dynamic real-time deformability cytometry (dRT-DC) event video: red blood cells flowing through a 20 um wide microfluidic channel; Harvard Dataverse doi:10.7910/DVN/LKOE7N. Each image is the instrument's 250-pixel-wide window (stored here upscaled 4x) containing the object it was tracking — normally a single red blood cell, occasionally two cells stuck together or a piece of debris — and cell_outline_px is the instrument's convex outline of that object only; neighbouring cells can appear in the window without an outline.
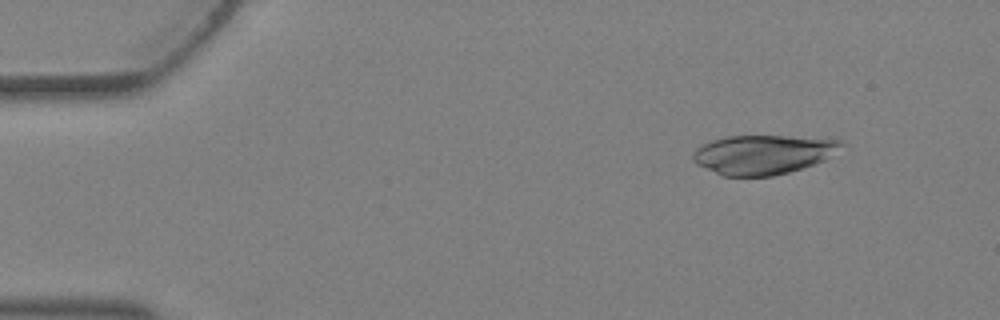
{"species": "Egyptian fruit bat (a non-hibernating species)", "species_latin": "Rousettus aegyptiacus", "temperature_condition": "warm", "stored_images_in_passage": 2, "camera_frame_rate_fps": 3000, "um_per_image_px": 0.085, "animal": {"sex": "female"}, "frame": {"image": 1, "passage_image": 1, "time_ms": 0.0, "image_size_px": [1000, 320], "cell_outline_px": [[848, 144], [824, 160], [788, 172], [772, 176], [724, 176], [692, 160], [692, 156], [696, 148], [712, 140], [728, 136], [788, 136], [840, 140]], "centroid_in_image_um": [64.9, 13.12], "position_along_channel_um": 20.1, "area_um2": 33.52}}